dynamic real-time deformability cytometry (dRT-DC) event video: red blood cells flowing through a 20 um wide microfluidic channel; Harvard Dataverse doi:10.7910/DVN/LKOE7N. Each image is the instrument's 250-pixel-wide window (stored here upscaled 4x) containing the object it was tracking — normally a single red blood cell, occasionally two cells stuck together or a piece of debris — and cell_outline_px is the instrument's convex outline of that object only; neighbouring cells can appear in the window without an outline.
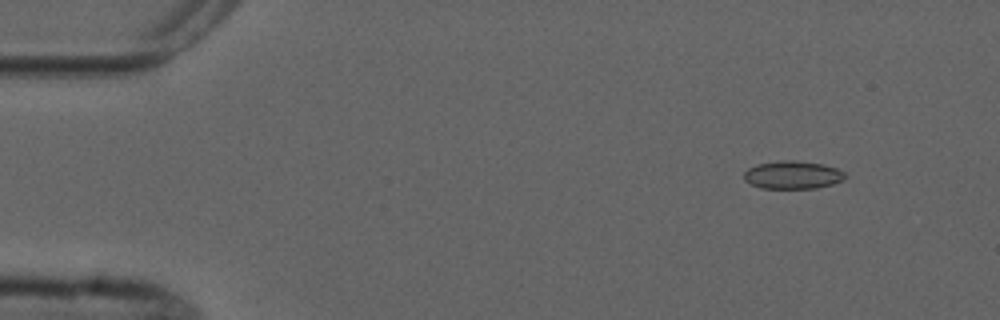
{"species": "common noctule bat (a hibernating species)", "species_latin": "Nyctalus noctula", "temperature_condition": "cold", "stored_images_in_passage": 4, "camera_frame_rate_fps": 3000, "um_per_image_px": 0.085, "animal": {"sex": "male", "forearm_length_mm": 52.5}, "frame": {"image": 1, "passage_image": 1, "time_ms": 0.0, "image_size_px": [1000, 320], "cell_outline_px": [[848, 176], [844, 180], [832, 184], [816, 188], [760, 188], [744, 180], [744, 172], [748, 168], [756, 164], [784, 160], [796, 160], [824, 164], [836, 168], [844, 172]], "centroid_in_image_um": [67.4, 14.86], "position_along_channel_um": 17.6, "area_um2": 16.59}}
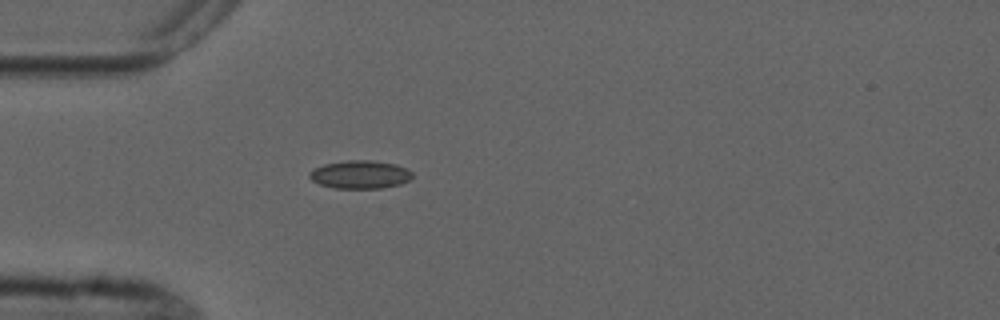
{"frame": {"image": 2, "passage_image": 4, "time_ms": 3.333, "image_size_px": [1000, 320], "cell_outline_px": [[412, 176], [408, 180], [400, 184], [380, 188], [336, 188], [320, 184], [312, 180], [308, 176], [308, 172], [312, 168], [324, 164], [348, 160], [372, 160], [396, 164], [408, 168], [412, 172]], "centroid_in_image_um": [30.59, 14.82], "position_along_channel_um": 54.4, "area_um2": 16.94}}